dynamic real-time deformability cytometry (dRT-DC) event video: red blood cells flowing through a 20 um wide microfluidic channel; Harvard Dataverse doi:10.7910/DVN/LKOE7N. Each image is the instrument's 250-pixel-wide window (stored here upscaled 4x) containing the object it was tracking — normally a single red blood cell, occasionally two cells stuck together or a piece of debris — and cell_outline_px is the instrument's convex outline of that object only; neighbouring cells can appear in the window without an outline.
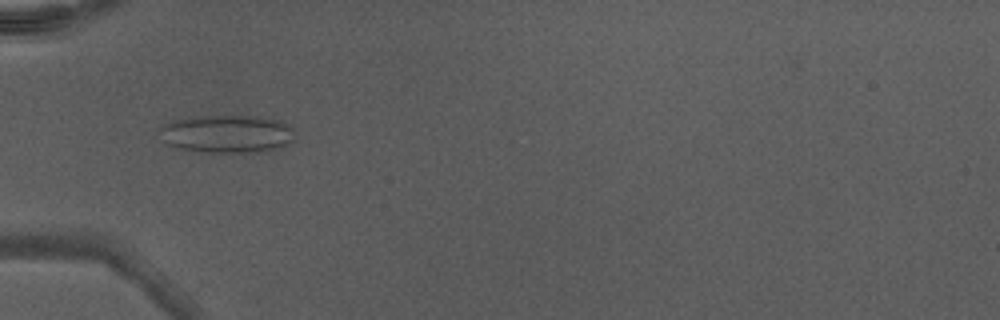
{"species": "Egyptian fruit bat (a non-hibernating species)", "species_latin": "Rousettus aegyptiacus", "temperature_condition": "warm", "stored_images_in_passage": 6, "camera_frame_rate_fps": 3000, "um_per_image_px": 0.085, "animal": {"sex": "male"}, "frame": {"image": 1, "passage_image": 2, "time_ms": 0.333, "image_size_px": [1000, 320], "cell_outline_px": [[292, 140], [276, 148], [260, 152], [212, 152], [180, 148], [168, 144], [156, 132], [164, 124], [172, 120], [204, 116], [252, 116], [280, 120], [288, 124], [292, 128]], "centroid_in_image_um": [19.26, 11.37], "position_along_channel_um": 65.7, "area_um2": 29.48}}